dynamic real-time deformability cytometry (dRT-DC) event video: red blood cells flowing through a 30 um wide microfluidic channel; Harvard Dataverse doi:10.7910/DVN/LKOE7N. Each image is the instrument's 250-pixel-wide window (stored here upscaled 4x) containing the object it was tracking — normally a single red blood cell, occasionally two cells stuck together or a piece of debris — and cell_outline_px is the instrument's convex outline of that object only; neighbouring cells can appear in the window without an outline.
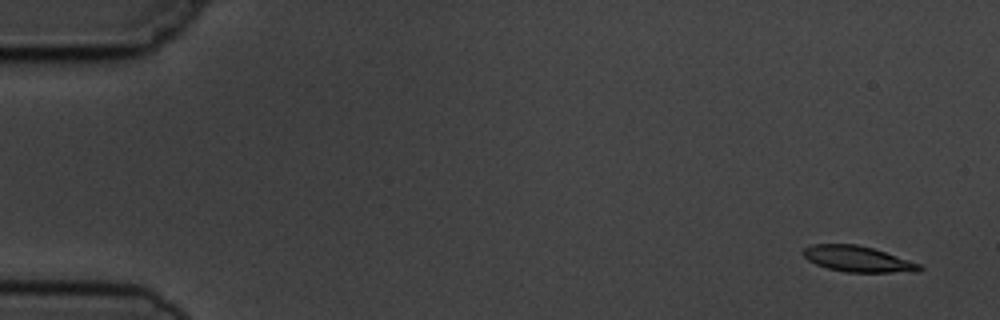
{"species": "common noctule bat (a hibernating species)", "species_latin": "Nyctalus noctula", "temperature_condition": "cold", "stored_images_in_passage": 5, "camera_frame_rate_fps": 3000, "um_per_image_px": 0.085, "animal": {"sex": "male", "body_mass_g": 19.5, "forearm_length_mm": 54.6}, "frame": {"image": 1, "passage_image": 1, "time_ms": 0.0, "image_size_px": [1000, 320], "cell_outline_px": [[924, 268], [916, 272], [844, 272], [828, 268], [816, 264], [808, 260], [800, 252], [804, 248], [812, 244], [856, 244], [872, 248], [920, 264]], "centroid_in_image_um": [72.87, 22.01], "position_along_channel_um": 12.1, "area_um2": 17.4}}
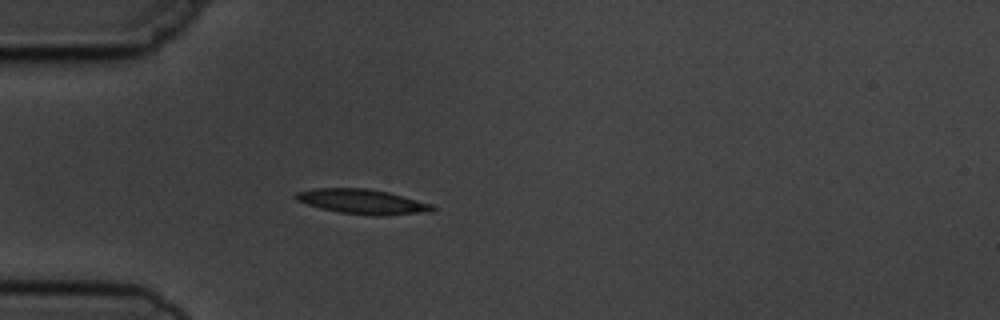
{"frame": {"image": 2, "passage_image": 5, "time_ms": 4.333, "image_size_px": [1000, 320], "cell_outline_px": [[436, 208], [432, 212], [384, 216], [372, 216], [340, 212], [320, 208], [296, 200], [292, 196], [296, 192], [316, 188], [368, 188], [388, 192], [432, 204]], "centroid_in_image_um": [30.82, 17.14], "position_along_channel_um": 54.2, "area_um2": 19.88}}